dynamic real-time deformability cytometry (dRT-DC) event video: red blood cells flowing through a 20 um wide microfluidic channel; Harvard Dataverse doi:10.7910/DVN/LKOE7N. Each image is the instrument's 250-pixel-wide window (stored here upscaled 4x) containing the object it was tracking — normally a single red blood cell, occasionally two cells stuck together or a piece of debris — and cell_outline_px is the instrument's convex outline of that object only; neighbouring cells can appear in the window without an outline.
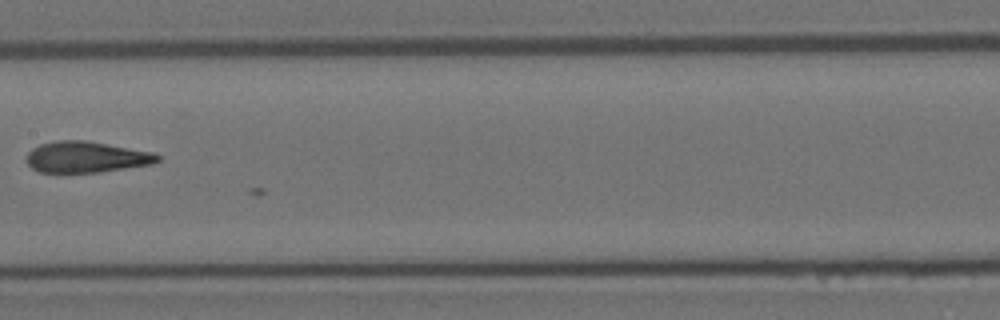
{"species": "Egyptian fruit bat (a non-hibernating species)", "species_latin": "Rousettus aegyptiacus", "temperature_condition": "room temperature", "stored_images_in_passage": 7, "camera_frame_rate_fps": 3000, "um_per_image_px": 0.085, "animal": {"sex": "female"}, "frame": {"image": 1, "passage_image": 5, "time_ms": 1.333, "image_size_px": [1000, 320], "cell_outline_px": [[160, 160], [152, 164], [100, 172], [40, 172], [32, 168], [28, 164], [28, 152], [32, 148], [40, 144], [56, 140], [84, 140], [152, 152], [160, 156]], "centroid_in_image_um": [7.33, 13.34], "position_along_channel_um": 200.1, "area_um2": 23.52}}